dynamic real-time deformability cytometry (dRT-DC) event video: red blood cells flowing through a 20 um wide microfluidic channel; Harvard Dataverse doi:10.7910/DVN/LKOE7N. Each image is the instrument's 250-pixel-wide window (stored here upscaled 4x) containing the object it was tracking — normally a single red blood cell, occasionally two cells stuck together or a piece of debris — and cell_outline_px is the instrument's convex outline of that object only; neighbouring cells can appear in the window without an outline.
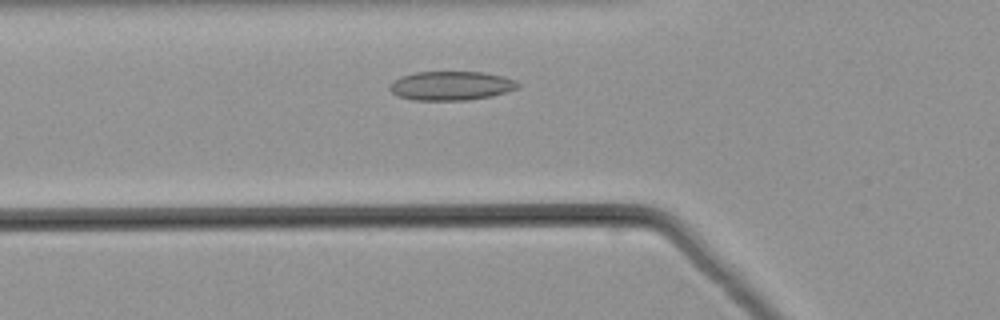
{"species": "common noctule bat (a hibernating species)", "species_latin": "Nyctalus noctula", "temperature_condition": "warm", "stored_images_in_passage": 40, "camera_frame_rate_fps": 3000, "um_per_image_px": 0.085, "animal": {"sex": "male", "body_mass_g": 21.5, "forearm_length_mm": 52.0}, "frame": {"image": 1, "passage_image": 7, "time_ms": 2.0, "image_size_px": [1000, 320], "cell_outline_px": [[520, 88], [508, 92], [492, 96], [468, 100], [412, 100], [396, 96], [388, 88], [388, 84], [392, 80], [400, 76], [412, 72], [484, 72], [504, 76], [516, 80], [520, 84]], "centroid_in_image_um": [38.33, 7.28], "position_along_channel_um": 87.5, "area_um2": 22.2}}
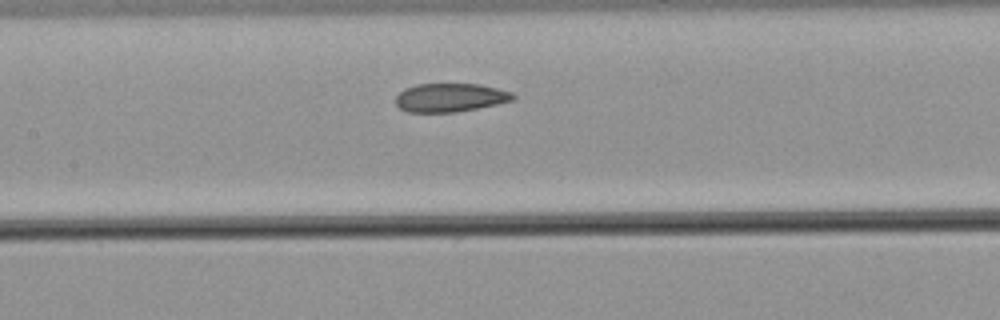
{"frame": {"image": 2, "passage_image": 13, "time_ms": 4.0, "image_size_px": [1000, 320], "cell_outline_px": [[516, 96], [512, 100], [480, 108], [456, 112], [408, 112], [400, 108], [396, 104], [396, 96], [404, 88], [416, 84], [480, 84], [512, 92]], "centroid_in_image_um": [38.26, 8.29], "position_along_channel_um": 169.1, "area_um2": 19.54}}
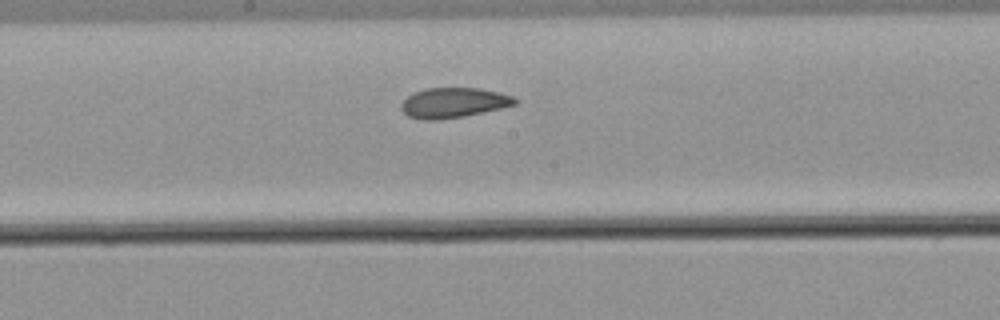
{"frame": {"image": 3, "passage_image": 16, "time_ms": 5.0, "image_size_px": [1000, 320], "cell_outline_px": [[520, 100], [516, 104], [500, 108], [464, 116], [440, 120], [420, 120], [408, 116], [400, 108], [400, 104], [412, 92], [424, 88], [480, 88], [500, 92], [512, 96]], "centroid_in_image_um": [38.53, 8.73], "position_along_channel_um": 209.7, "area_um2": 20.11}}